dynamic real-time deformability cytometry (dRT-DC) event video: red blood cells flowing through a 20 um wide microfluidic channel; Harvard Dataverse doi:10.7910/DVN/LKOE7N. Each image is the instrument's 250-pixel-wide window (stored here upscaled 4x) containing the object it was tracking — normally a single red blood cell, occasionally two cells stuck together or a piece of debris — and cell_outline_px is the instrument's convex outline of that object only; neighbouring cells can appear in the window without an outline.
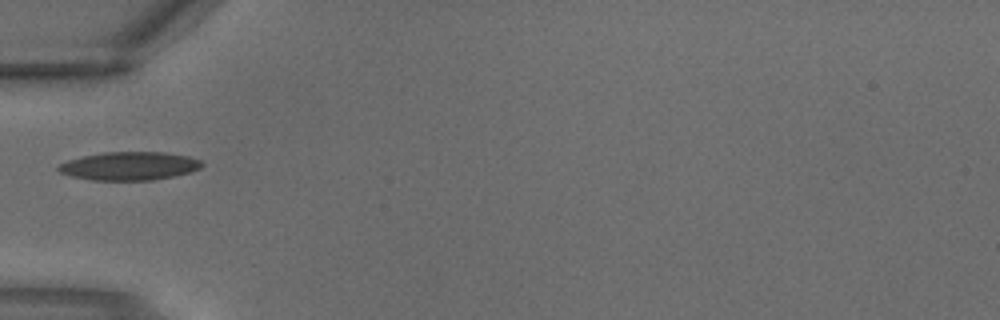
{"species": "common noctule bat (a hibernating species)", "species_latin": "Nyctalus noctula", "temperature_condition": "warm", "stored_images_in_passage": 1, "camera_frame_rate_fps": 3000, "um_per_image_px": 0.085, "animal": {"sex": "male", "body_mass_g": 18.8}, "frame": {"image": 1, "passage_image": 1, "time_ms": 0.0, "image_size_px": [1000, 320], "cell_outline_px": [[204, 164], [200, 168], [192, 172], [152, 180], [92, 180], [72, 176], [60, 172], [56, 168], [60, 164], [68, 160], [84, 156], [104, 152], [164, 152], [188, 156], [200, 160]], "centroid_in_image_um": [11.02, 14.11], "position_along_channel_um": 74.0, "area_um2": 23.58}}